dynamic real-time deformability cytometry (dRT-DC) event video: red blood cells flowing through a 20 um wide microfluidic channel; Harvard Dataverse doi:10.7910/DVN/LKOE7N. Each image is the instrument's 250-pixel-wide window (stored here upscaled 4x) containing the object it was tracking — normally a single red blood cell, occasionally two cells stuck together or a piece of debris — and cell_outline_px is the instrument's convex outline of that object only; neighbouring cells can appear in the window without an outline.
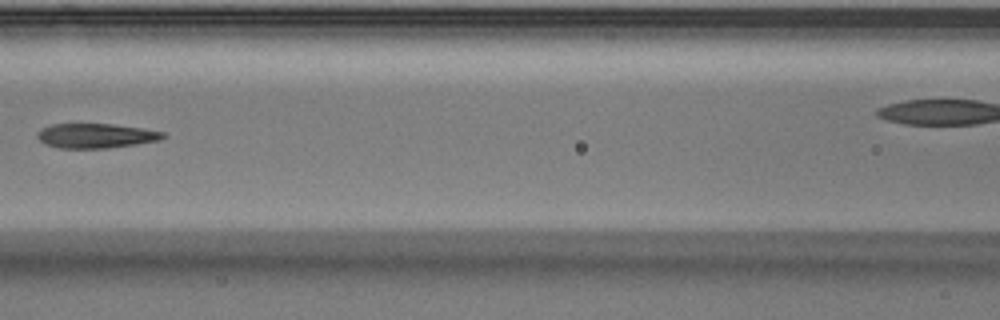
{"species": "Egyptian fruit bat (a non-hibernating species)", "species_latin": "Rousettus aegyptiacus", "temperature_condition": "warm", "stored_images_in_passage": 6, "segment_of_instrument_passage": [2, 2], "camera_frame_rate_fps": 3000, "um_per_image_px": 0.085, "animal": {"sex": "male"}, "frame": {"image": 1, "passage_image": 5, "time_ms": 1.333, "image_size_px": [1000, 320], "cell_outline_px": [[168, 136], [160, 140], [136, 144], [108, 148], [60, 148], [44, 144], [36, 136], [36, 132], [40, 128], [52, 124], [112, 124], [144, 128], [164, 132]], "centroid_in_image_um": [8.15, 11.53], "position_along_channel_um": 158.5, "area_um2": 18.21}}